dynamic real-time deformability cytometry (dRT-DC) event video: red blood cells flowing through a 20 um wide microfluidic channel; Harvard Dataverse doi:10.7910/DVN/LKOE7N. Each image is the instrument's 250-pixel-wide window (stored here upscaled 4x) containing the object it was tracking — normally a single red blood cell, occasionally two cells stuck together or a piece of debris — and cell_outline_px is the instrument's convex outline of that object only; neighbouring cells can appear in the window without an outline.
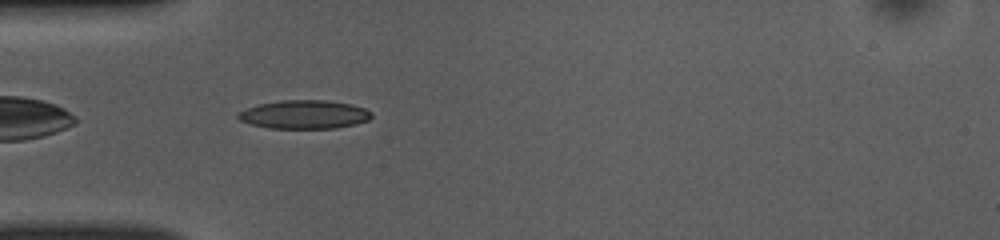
{"species": "common noctule bat (a hibernating species)", "species_latin": "Nyctalus noctula", "temperature_condition": "room temperature", "stored_images_in_passage": 37, "camera_frame_rate_fps": 3000, "um_per_image_px": 0.085, "animal": {"sex": "female", "body_mass_g": 10.0, "forearm_length_mm": 53.1}, "frame": {"image": 1, "passage_image": 2, "time_ms": 0.333, "image_size_px": [1000, 240], "cell_outline_px": [[372, 116], [368, 120], [356, 124], [336, 128], [268, 128], [252, 124], [240, 120], [236, 116], [240, 112], [248, 108], [260, 104], [280, 100], [324, 100], [352, 104], [364, 108], [372, 112]], "centroid_in_image_um": [25.9, 9.73], "position_along_channel_um": 59.1, "area_um2": 22.08}}
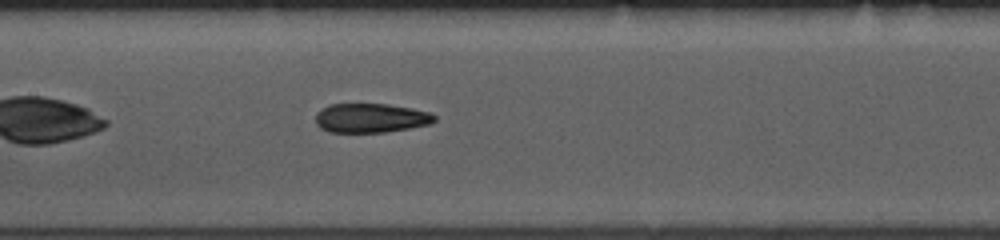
{"frame": {"image": 2, "passage_image": 11, "time_ms": 3.333, "image_size_px": [1000, 240], "cell_outline_px": [[436, 120], [428, 124], [408, 128], [384, 132], [328, 132], [320, 128], [316, 124], [316, 112], [328, 104], [388, 104], [412, 108], [432, 112], [436, 116]], "centroid_in_image_um": [31.5, 10.02], "position_along_channel_um": 175.9, "area_um2": 20.35}}
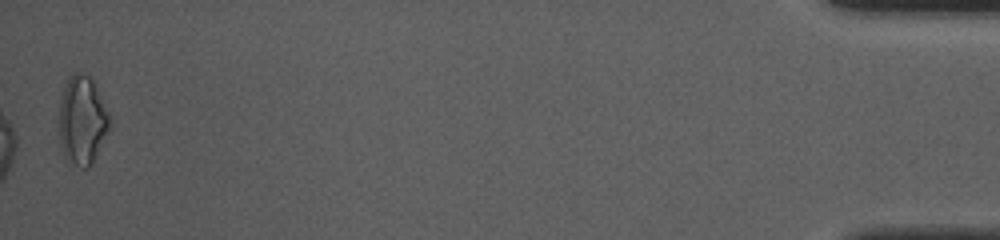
{"frame": {"image": 3, "passage_image": 37, "time_ms": 12.0, "image_size_px": [1000, 240], "cell_outline_px": [[112, 124], [92, 164], [88, 168], [80, 168], [68, 164], [60, 148], [60, 100], [64, 84], [68, 76], [76, 72], [80, 72], [88, 76], [92, 80], [112, 120]], "centroid_in_image_um": [6.98, 10.28], "position_along_channel_um": 428.2, "area_um2": 26.41}, "authors_computed_cell_mechanics": {"area_um2": 20.8658, "velocity_mm_per_s": 3.9625, "shape_relaxation_time_tau1_ms": 8.8922, "shape_relaxation_time_tau2_ms": 2.6952, "deformation_change_tau1": 0.2189, "deformation_change_tau2": 0.1106}}